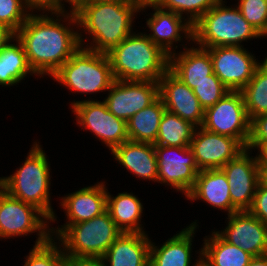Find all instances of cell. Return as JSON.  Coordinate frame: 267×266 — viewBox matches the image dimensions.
<instances>
[{
  "label": "cell",
  "instance_id": "6da1fadb",
  "mask_svg": "<svg viewBox=\"0 0 267 266\" xmlns=\"http://www.w3.org/2000/svg\"><path fill=\"white\" fill-rule=\"evenodd\" d=\"M50 14L57 15V19L48 17L47 14L38 16L30 13L26 22L15 33V37L24 47L30 67L37 76H52L84 45L81 38L83 35L75 32L71 26L61 24L58 18L62 15L64 19H68L70 25H78L76 14Z\"/></svg>",
  "mask_w": 267,
  "mask_h": 266
},
{
  "label": "cell",
  "instance_id": "7a4b0ae2",
  "mask_svg": "<svg viewBox=\"0 0 267 266\" xmlns=\"http://www.w3.org/2000/svg\"><path fill=\"white\" fill-rule=\"evenodd\" d=\"M143 4L91 0L77 14L78 25L92 36L89 50L108 53L132 34V21ZM95 43V44H94Z\"/></svg>",
  "mask_w": 267,
  "mask_h": 266
},
{
  "label": "cell",
  "instance_id": "3957f363",
  "mask_svg": "<svg viewBox=\"0 0 267 266\" xmlns=\"http://www.w3.org/2000/svg\"><path fill=\"white\" fill-rule=\"evenodd\" d=\"M106 54L115 80L159 82L169 69V55L143 33L133 32Z\"/></svg>",
  "mask_w": 267,
  "mask_h": 266
},
{
  "label": "cell",
  "instance_id": "277c9868",
  "mask_svg": "<svg viewBox=\"0 0 267 266\" xmlns=\"http://www.w3.org/2000/svg\"><path fill=\"white\" fill-rule=\"evenodd\" d=\"M24 164L14 174L3 177V190L10 196L39 209L51 221L55 213L50 204V169L45 152L34 142Z\"/></svg>",
  "mask_w": 267,
  "mask_h": 266
},
{
  "label": "cell",
  "instance_id": "5b68a950",
  "mask_svg": "<svg viewBox=\"0 0 267 266\" xmlns=\"http://www.w3.org/2000/svg\"><path fill=\"white\" fill-rule=\"evenodd\" d=\"M235 7L224 6L223 0H220L192 25V41L206 49L217 46L240 47L242 41L260 38L261 35Z\"/></svg>",
  "mask_w": 267,
  "mask_h": 266
},
{
  "label": "cell",
  "instance_id": "8992f818",
  "mask_svg": "<svg viewBox=\"0 0 267 266\" xmlns=\"http://www.w3.org/2000/svg\"><path fill=\"white\" fill-rule=\"evenodd\" d=\"M61 227L50 231L62 242L59 246L66 257H102L122 233L107 210L90 220Z\"/></svg>",
  "mask_w": 267,
  "mask_h": 266
},
{
  "label": "cell",
  "instance_id": "52a82bcc",
  "mask_svg": "<svg viewBox=\"0 0 267 266\" xmlns=\"http://www.w3.org/2000/svg\"><path fill=\"white\" fill-rule=\"evenodd\" d=\"M51 77L75 92L106 91L115 78L106 53L80 47Z\"/></svg>",
  "mask_w": 267,
  "mask_h": 266
},
{
  "label": "cell",
  "instance_id": "ba28073f",
  "mask_svg": "<svg viewBox=\"0 0 267 266\" xmlns=\"http://www.w3.org/2000/svg\"><path fill=\"white\" fill-rule=\"evenodd\" d=\"M47 220L49 219L33 205L0 190V238L27 236L28 233L38 231L35 246L46 243L53 236L46 224Z\"/></svg>",
  "mask_w": 267,
  "mask_h": 266
},
{
  "label": "cell",
  "instance_id": "9c48e42d",
  "mask_svg": "<svg viewBox=\"0 0 267 266\" xmlns=\"http://www.w3.org/2000/svg\"><path fill=\"white\" fill-rule=\"evenodd\" d=\"M250 123L240 91H229L215 105L204 112L202 128L236 139L246 148L250 137Z\"/></svg>",
  "mask_w": 267,
  "mask_h": 266
},
{
  "label": "cell",
  "instance_id": "30bf717a",
  "mask_svg": "<svg viewBox=\"0 0 267 266\" xmlns=\"http://www.w3.org/2000/svg\"><path fill=\"white\" fill-rule=\"evenodd\" d=\"M77 123L94 133L111 152L129 140L127 122L113 115L103 101L83 100L71 103Z\"/></svg>",
  "mask_w": 267,
  "mask_h": 266
},
{
  "label": "cell",
  "instance_id": "8fae6325",
  "mask_svg": "<svg viewBox=\"0 0 267 266\" xmlns=\"http://www.w3.org/2000/svg\"><path fill=\"white\" fill-rule=\"evenodd\" d=\"M213 63V73L230 91H241L261 64L243 46L206 48Z\"/></svg>",
  "mask_w": 267,
  "mask_h": 266
},
{
  "label": "cell",
  "instance_id": "7c38bea8",
  "mask_svg": "<svg viewBox=\"0 0 267 266\" xmlns=\"http://www.w3.org/2000/svg\"><path fill=\"white\" fill-rule=\"evenodd\" d=\"M154 148L158 182L168 184L186 196L193 188L197 174L201 171L190 146H154Z\"/></svg>",
  "mask_w": 267,
  "mask_h": 266
},
{
  "label": "cell",
  "instance_id": "4fadbf2b",
  "mask_svg": "<svg viewBox=\"0 0 267 266\" xmlns=\"http://www.w3.org/2000/svg\"><path fill=\"white\" fill-rule=\"evenodd\" d=\"M104 99L108 110L126 122L159 97L158 82L115 80Z\"/></svg>",
  "mask_w": 267,
  "mask_h": 266
},
{
  "label": "cell",
  "instance_id": "5bb4252c",
  "mask_svg": "<svg viewBox=\"0 0 267 266\" xmlns=\"http://www.w3.org/2000/svg\"><path fill=\"white\" fill-rule=\"evenodd\" d=\"M249 151L245 148L221 168L229 183L232 205L238 211H248L251 208L259 183L258 156L250 157Z\"/></svg>",
  "mask_w": 267,
  "mask_h": 266
},
{
  "label": "cell",
  "instance_id": "9a60e30c",
  "mask_svg": "<svg viewBox=\"0 0 267 266\" xmlns=\"http://www.w3.org/2000/svg\"><path fill=\"white\" fill-rule=\"evenodd\" d=\"M190 148L200 170L221 169L245 149L236 139L201 126L195 128Z\"/></svg>",
  "mask_w": 267,
  "mask_h": 266
},
{
  "label": "cell",
  "instance_id": "2e32d148",
  "mask_svg": "<svg viewBox=\"0 0 267 266\" xmlns=\"http://www.w3.org/2000/svg\"><path fill=\"white\" fill-rule=\"evenodd\" d=\"M227 219V227L221 232L216 231L223 240L253 257L267 254V224L249 211L234 212Z\"/></svg>",
  "mask_w": 267,
  "mask_h": 266
},
{
  "label": "cell",
  "instance_id": "e0dca14e",
  "mask_svg": "<svg viewBox=\"0 0 267 266\" xmlns=\"http://www.w3.org/2000/svg\"><path fill=\"white\" fill-rule=\"evenodd\" d=\"M159 97L167 111L190 122L196 128L202 126L205 110L194 91L169 69L159 79Z\"/></svg>",
  "mask_w": 267,
  "mask_h": 266
},
{
  "label": "cell",
  "instance_id": "ac0fdd59",
  "mask_svg": "<svg viewBox=\"0 0 267 266\" xmlns=\"http://www.w3.org/2000/svg\"><path fill=\"white\" fill-rule=\"evenodd\" d=\"M148 7L155 11L151 14L153 16L146 21L147 26L152 32L147 36L166 54L170 56L173 53L172 47L174 42H181V33H184L186 36L184 38H187V40H192V25L188 21H183L185 17L182 18L183 16L175 12L162 9L157 4L144 3L139 11L145 10Z\"/></svg>",
  "mask_w": 267,
  "mask_h": 266
},
{
  "label": "cell",
  "instance_id": "d6986e66",
  "mask_svg": "<svg viewBox=\"0 0 267 266\" xmlns=\"http://www.w3.org/2000/svg\"><path fill=\"white\" fill-rule=\"evenodd\" d=\"M105 184L99 182L94 186L80 190L63 197L61 205L66 211L67 223L77 224L90 220L106 211L107 191Z\"/></svg>",
  "mask_w": 267,
  "mask_h": 266
},
{
  "label": "cell",
  "instance_id": "ffe728a7",
  "mask_svg": "<svg viewBox=\"0 0 267 266\" xmlns=\"http://www.w3.org/2000/svg\"><path fill=\"white\" fill-rule=\"evenodd\" d=\"M229 183L221 169H205L197 174V179L187 199L203 200L214 208L226 210L228 215L238 210L232 205Z\"/></svg>",
  "mask_w": 267,
  "mask_h": 266
},
{
  "label": "cell",
  "instance_id": "44dd1931",
  "mask_svg": "<svg viewBox=\"0 0 267 266\" xmlns=\"http://www.w3.org/2000/svg\"><path fill=\"white\" fill-rule=\"evenodd\" d=\"M181 53L169 56V70L192 90L196 84L209 79L213 73V63L209 52L201 47H185Z\"/></svg>",
  "mask_w": 267,
  "mask_h": 266
},
{
  "label": "cell",
  "instance_id": "7402d4cb",
  "mask_svg": "<svg viewBox=\"0 0 267 266\" xmlns=\"http://www.w3.org/2000/svg\"><path fill=\"white\" fill-rule=\"evenodd\" d=\"M196 225V222L191 223L190 226L169 238L160 248L151 242L149 266H190L192 238ZM201 261L202 256L192 266H198Z\"/></svg>",
  "mask_w": 267,
  "mask_h": 266
},
{
  "label": "cell",
  "instance_id": "603a6c76",
  "mask_svg": "<svg viewBox=\"0 0 267 266\" xmlns=\"http://www.w3.org/2000/svg\"><path fill=\"white\" fill-rule=\"evenodd\" d=\"M150 244L146 233H121L102 259L110 266H149Z\"/></svg>",
  "mask_w": 267,
  "mask_h": 266
},
{
  "label": "cell",
  "instance_id": "cb8c5ba5",
  "mask_svg": "<svg viewBox=\"0 0 267 266\" xmlns=\"http://www.w3.org/2000/svg\"><path fill=\"white\" fill-rule=\"evenodd\" d=\"M112 154L123 168L136 177L158 182L156 152L152 143L127 140L116 147Z\"/></svg>",
  "mask_w": 267,
  "mask_h": 266
},
{
  "label": "cell",
  "instance_id": "d4e9b609",
  "mask_svg": "<svg viewBox=\"0 0 267 266\" xmlns=\"http://www.w3.org/2000/svg\"><path fill=\"white\" fill-rule=\"evenodd\" d=\"M106 210L122 233H145L140 224L143 205L135 195L123 192L111 197L107 192Z\"/></svg>",
  "mask_w": 267,
  "mask_h": 266
},
{
  "label": "cell",
  "instance_id": "484cf974",
  "mask_svg": "<svg viewBox=\"0 0 267 266\" xmlns=\"http://www.w3.org/2000/svg\"><path fill=\"white\" fill-rule=\"evenodd\" d=\"M204 240L199 251L206 266H248L252 255L223 240L216 232Z\"/></svg>",
  "mask_w": 267,
  "mask_h": 266
},
{
  "label": "cell",
  "instance_id": "4316f807",
  "mask_svg": "<svg viewBox=\"0 0 267 266\" xmlns=\"http://www.w3.org/2000/svg\"><path fill=\"white\" fill-rule=\"evenodd\" d=\"M14 40L17 45L11 43ZM29 73L35 75L29 65L22 43L14 36L0 50V85H17Z\"/></svg>",
  "mask_w": 267,
  "mask_h": 266
},
{
  "label": "cell",
  "instance_id": "83f0119b",
  "mask_svg": "<svg viewBox=\"0 0 267 266\" xmlns=\"http://www.w3.org/2000/svg\"><path fill=\"white\" fill-rule=\"evenodd\" d=\"M166 108L158 97L152 104L138 111L127 121V134L131 141L154 144Z\"/></svg>",
  "mask_w": 267,
  "mask_h": 266
},
{
  "label": "cell",
  "instance_id": "f1b7e54d",
  "mask_svg": "<svg viewBox=\"0 0 267 266\" xmlns=\"http://www.w3.org/2000/svg\"><path fill=\"white\" fill-rule=\"evenodd\" d=\"M195 126L167 110L160 121L154 146L186 147L190 146Z\"/></svg>",
  "mask_w": 267,
  "mask_h": 266
},
{
  "label": "cell",
  "instance_id": "f546056e",
  "mask_svg": "<svg viewBox=\"0 0 267 266\" xmlns=\"http://www.w3.org/2000/svg\"><path fill=\"white\" fill-rule=\"evenodd\" d=\"M240 92L250 120L267 114V57Z\"/></svg>",
  "mask_w": 267,
  "mask_h": 266
},
{
  "label": "cell",
  "instance_id": "4dcf8cb0",
  "mask_svg": "<svg viewBox=\"0 0 267 266\" xmlns=\"http://www.w3.org/2000/svg\"><path fill=\"white\" fill-rule=\"evenodd\" d=\"M53 238L46 243L34 245L23 266H65L66 256Z\"/></svg>",
  "mask_w": 267,
  "mask_h": 266
},
{
  "label": "cell",
  "instance_id": "1f68e13d",
  "mask_svg": "<svg viewBox=\"0 0 267 266\" xmlns=\"http://www.w3.org/2000/svg\"><path fill=\"white\" fill-rule=\"evenodd\" d=\"M219 1L220 0H160L157 5L162 9L175 12L180 16H183L182 14L184 13H187V16L190 14L187 21L193 25Z\"/></svg>",
  "mask_w": 267,
  "mask_h": 266
},
{
  "label": "cell",
  "instance_id": "d6a6232c",
  "mask_svg": "<svg viewBox=\"0 0 267 266\" xmlns=\"http://www.w3.org/2000/svg\"><path fill=\"white\" fill-rule=\"evenodd\" d=\"M28 9L23 0H0V24L15 34L30 15Z\"/></svg>",
  "mask_w": 267,
  "mask_h": 266
},
{
  "label": "cell",
  "instance_id": "836d02e7",
  "mask_svg": "<svg viewBox=\"0 0 267 266\" xmlns=\"http://www.w3.org/2000/svg\"><path fill=\"white\" fill-rule=\"evenodd\" d=\"M193 91L202 108L206 110L215 105L230 90L212 73L209 75V79L196 84Z\"/></svg>",
  "mask_w": 267,
  "mask_h": 266
},
{
  "label": "cell",
  "instance_id": "e575fe53",
  "mask_svg": "<svg viewBox=\"0 0 267 266\" xmlns=\"http://www.w3.org/2000/svg\"><path fill=\"white\" fill-rule=\"evenodd\" d=\"M238 9L263 37L267 35V0H240Z\"/></svg>",
  "mask_w": 267,
  "mask_h": 266
},
{
  "label": "cell",
  "instance_id": "d590c367",
  "mask_svg": "<svg viewBox=\"0 0 267 266\" xmlns=\"http://www.w3.org/2000/svg\"><path fill=\"white\" fill-rule=\"evenodd\" d=\"M267 146V114L251 119L250 137L247 149H258L261 152Z\"/></svg>",
  "mask_w": 267,
  "mask_h": 266
},
{
  "label": "cell",
  "instance_id": "8d00e7d4",
  "mask_svg": "<svg viewBox=\"0 0 267 266\" xmlns=\"http://www.w3.org/2000/svg\"><path fill=\"white\" fill-rule=\"evenodd\" d=\"M248 211L267 224V187L260 182L257 185L252 206Z\"/></svg>",
  "mask_w": 267,
  "mask_h": 266
},
{
  "label": "cell",
  "instance_id": "74e56055",
  "mask_svg": "<svg viewBox=\"0 0 267 266\" xmlns=\"http://www.w3.org/2000/svg\"><path fill=\"white\" fill-rule=\"evenodd\" d=\"M102 257H66L65 266H105Z\"/></svg>",
  "mask_w": 267,
  "mask_h": 266
},
{
  "label": "cell",
  "instance_id": "f35d334b",
  "mask_svg": "<svg viewBox=\"0 0 267 266\" xmlns=\"http://www.w3.org/2000/svg\"><path fill=\"white\" fill-rule=\"evenodd\" d=\"M63 0H56L55 2V13H66L62 4ZM91 0H64V2H69L71 5V10L69 13L77 14L85 5H87ZM65 10V11H64Z\"/></svg>",
  "mask_w": 267,
  "mask_h": 266
},
{
  "label": "cell",
  "instance_id": "ab89813d",
  "mask_svg": "<svg viewBox=\"0 0 267 266\" xmlns=\"http://www.w3.org/2000/svg\"><path fill=\"white\" fill-rule=\"evenodd\" d=\"M24 3L30 8V11L33 12V9H37L38 11L55 12V2L56 0H23Z\"/></svg>",
  "mask_w": 267,
  "mask_h": 266
},
{
  "label": "cell",
  "instance_id": "60d3db41",
  "mask_svg": "<svg viewBox=\"0 0 267 266\" xmlns=\"http://www.w3.org/2000/svg\"><path fill=\"white\" fill-rule=\"evenodd\" d=\"M14 36L15 34L10 29H8L5 25L0 24V50Z\"/></svg>",
  "mask_w": 267,
  "mask_h": 266
},
{
  "label": "cell",
  "instance_id": "b9f144b4",
  "mask_svg": "<svg viewBox=\"0 0 267 266\" xmlns=\"http://www.w3.org/2000/svg\"><path fill=\"white\" fill-rule=\"evenodd\" d=\"M259 182L267 187V161H259Z\"/></svg>",
  "mask_w": 267,
  "mask_h": 266
},
{
  "label": "cell",
  "instance_id": "7bdbcfd3",
  "mask_svg": "<svg viewBox=\"0 0 267 266\" xmlns=\"http://www.w3.org/2000/svg\"><path fill=\"white\" fill-rule=\"evenodd\" d=\"M248 266H267V254L252 257Z\"/></svg>",
  "mask_w": 267,
  "mask_h": 266
},
{
  "label": "cell",
  "instance_id": "ee69618b",
  "mask_svg": "<svg viewBox=\"0 0 267 266\" xmlns=\"http://www.w3.org/2000/svg\"><path fill=\"white\" fill-rule=\"evenodd\" d=\"M96 1H109V2L124 3V4H144V0H96Z\"/></svg>",
  "mask_w": 267,
  "mask_h": 266
},
{
  "label": "cell",
  "instance_id": "f6af8a7d",
  "mask_svg": "<svg viewBox=\"0 0 267 266\" xmlns=\"http://www.w3.org/2000/svg\"><path fill=\"white\" fill-rule=\"evenodd\" d=\"M258 161H267V146L258 155Z\"/></svg>",
  "mask_w": 267,
  "mask_h": 266
},
{
  "label": "cell",
  "instance_id": "bcb514c9",
  "mask_svg": "<svg viewBox=\"0 0 267 266\" xmlns=\"http://www.w3.org/2000/svg\"><path fill=\"white\" fill-rule=\"evenodd\" d=\"M160 0H144V3L157 4Z\"/></svg>",
  "mask_w": 267,
  "mask_h": 266
},
{
  "label": "cell",
  "instance_id": "7dc6e473",
  "mask_svg": "<svg viewBox=\"0 0 267 266\" xmlns=\"http://www.w3.org/2000/svg\"><path fill=\"white\" fill-rule=\"evenodd\" d=\"M2 189H3V178L0 177V190H2Z\"/></svg>",
  "mask_w": 267,
  "mask_h": 266
},
{
  "label": "cell",
  "instance_id": "c3c4849f",
  "mask_svg": "<svg viewBox=\"0 0 267 266\" xmlns=\"http://www.w3.org/2000/svg\"><path fill=\"white\" fill-rule=\"evenodd\" d=\"M198 266H206V265L201 261Z\"/></svg>",
  "mask_w": 267,
  "mask_h": 266
}]
</instances>
